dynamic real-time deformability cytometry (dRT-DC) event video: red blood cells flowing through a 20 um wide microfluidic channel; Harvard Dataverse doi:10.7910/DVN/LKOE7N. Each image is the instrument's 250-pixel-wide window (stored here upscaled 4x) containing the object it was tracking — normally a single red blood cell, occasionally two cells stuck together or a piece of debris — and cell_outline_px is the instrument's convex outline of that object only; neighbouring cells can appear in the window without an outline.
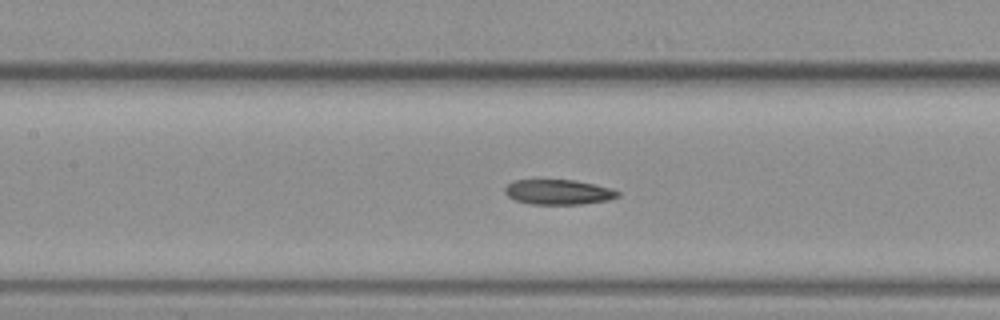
{"species": "common noctule bat (a hibernating species)", "species_latin": "Nyctalus noctula", "temperature_condition": "warm", "stored_images_in_passage": 15, "camera_frame_rate_fps": 3000, "um_per_image_px": 0.085, "animal": {"sex": "female", "body_mass_g": 19.3, "forearm_length_mm": 54.1}, "frame": {"image": 1, "passage_image": 13, "time_ms": 4.0, "image_size_px": [1000, 320], "cell_outline_px": [[620, 196], [608, 200], [584, 204], [532, 204], [516, 200], [508, 196], [504, 192], [504, 188], [512, 180], [576, 180], [596, 184], [620, 192]], "centroid_in_image_um": [47.46, 16.32], "position_along_channel_um": 159.9, "area_um2": 16.47}}